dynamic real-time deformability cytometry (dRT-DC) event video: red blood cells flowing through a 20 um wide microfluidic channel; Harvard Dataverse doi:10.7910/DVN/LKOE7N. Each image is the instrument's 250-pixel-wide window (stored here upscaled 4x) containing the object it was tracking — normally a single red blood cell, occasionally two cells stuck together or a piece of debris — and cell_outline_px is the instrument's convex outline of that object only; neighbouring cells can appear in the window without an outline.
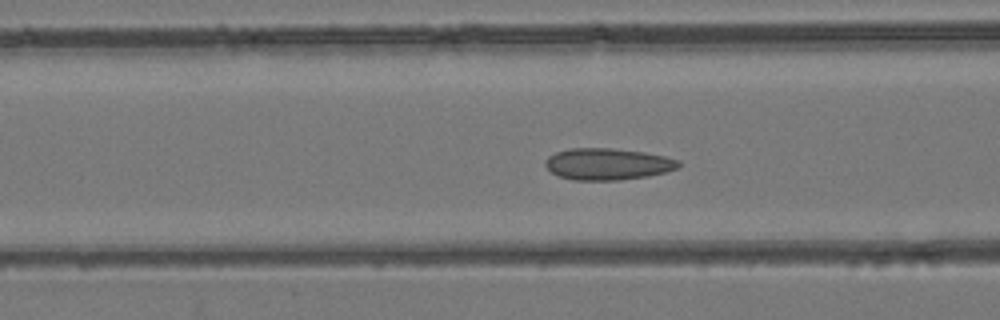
{"species": "common noctule bat (a hibernating species)", "species_latin": "Nyctalus noctula", "temperature_condition": "room temperature", "stored_images_in_passage": 36, "camera_frame_rate_fps": 3000, "um_per_image_px": 0.085, "animal": {"sex": "female", "body_mass_g": 24.6, "forearm_length_mm": 56.2}, "frame": {"image": 1, "passage_image": 11, "time_ms": 3.333, "image_size_px": [1000, 320], "cell_outline_px": [[680, 164], [676, 168], [664, 172], [648, 176], [620, 180], [572, 180], [560, 176], [552, 172], [544, 164], [544, 160], [548, 156], [556, 152], [568, 148], [612, 148], [644, 152], [664, 156], [680, 160]], "centroid_in_image_um": [51.62, 13.94], "position_along_channel_um": 115.0, "area_um2": 24.57}}
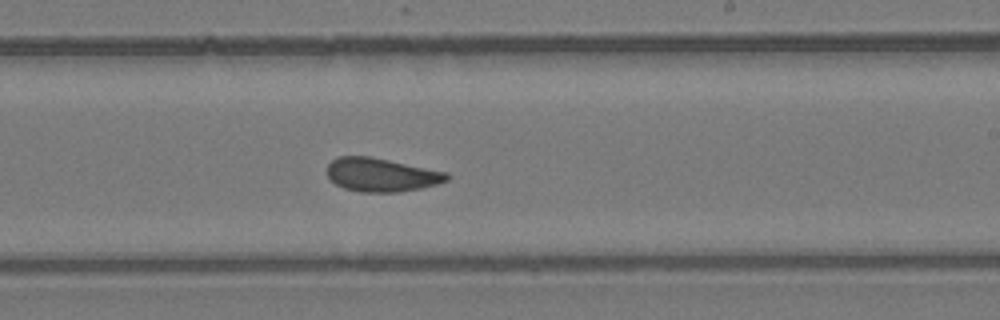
{"frame": {"image": 2, "passage_image": 21, "time_ms": 6.667, "image_size_px": [1000, 320], "cell_outline_px": [[448, 180], [436, 184], [420, 188], [400, 192], [360, 192], [344, 188], [336, 184], [328, 176], [328, 164], [336, 156], [372, 156], [448, 172]], "centroid_in_image_um": [32.41, 14.85], "position_along_channel_um": 256.6, "area_um2": 23.47}}
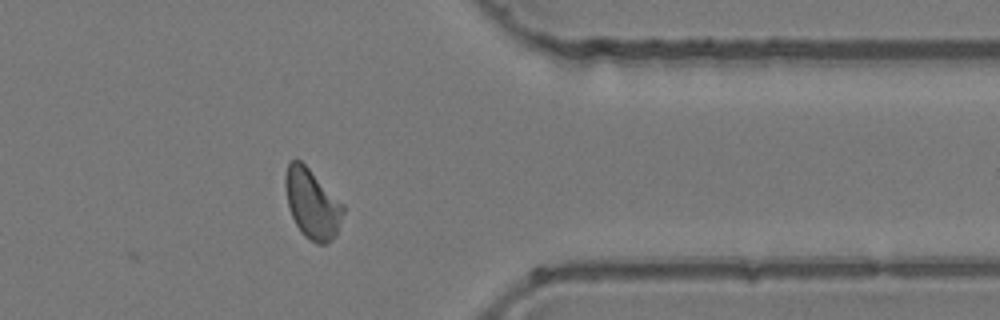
{"frame": {"image": 3, "passage_image": 31, "time_ms": 10.0, "image_size_px": [1000, 320], "cell_outline_px": [[344, 212], [336, 236], [328, 244], [316, 244], [304, 236], [300, 232], [288, 208], [284, 184], [284, 176], [288, 164], [292, 160], [300, 160], [344, 204]], "centroid_in_image_um": [26.53, 17.35], "position_along_channel_um": 384.9, "area_um2": 23.58}}